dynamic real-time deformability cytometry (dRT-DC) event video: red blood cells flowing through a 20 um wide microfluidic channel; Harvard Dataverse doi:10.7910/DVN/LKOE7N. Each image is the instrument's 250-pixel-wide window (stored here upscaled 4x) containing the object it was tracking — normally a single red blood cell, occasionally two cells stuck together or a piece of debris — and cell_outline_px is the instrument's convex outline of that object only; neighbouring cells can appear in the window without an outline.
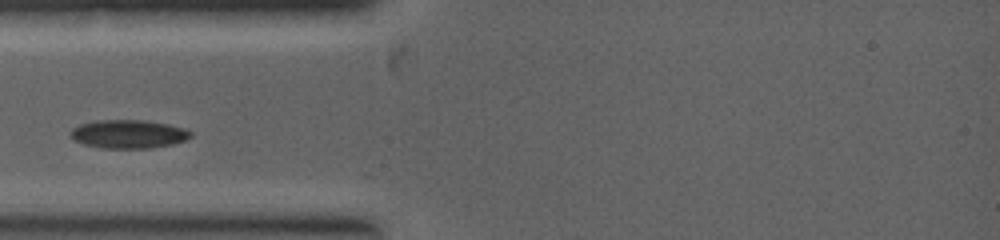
{"species": "common noctule bat (a hibernating species)", "species_latin": "Nyctalus noctula", "temperature_condition": "warm", "stored_images_in_passage": 27, "camera_frame_rate_fps": 5000, "um_per_image_px": 0.085, "animal": {"sex": "female", "body_mass_g": 19.0, "forearm_length_mm": 53.3}, "frame": {"image": 1, "passage_image": 1, "time_ms": 0.0, "image_size_px": [1000, 240], "cell_outline_px": [[192, 136], [184, 140], [172, 144], [148, 148], [104, 148], [84, 144], [76, 140], [72, 136], [72, 128], [80, 124], [96, 120], [144, 120], [168, 124], [184, 128], [192, 132]], "centroid_in_image_um": [10.94, 11.38], "position_along_channel_um": 74.1, "area_um2": 19.71}}
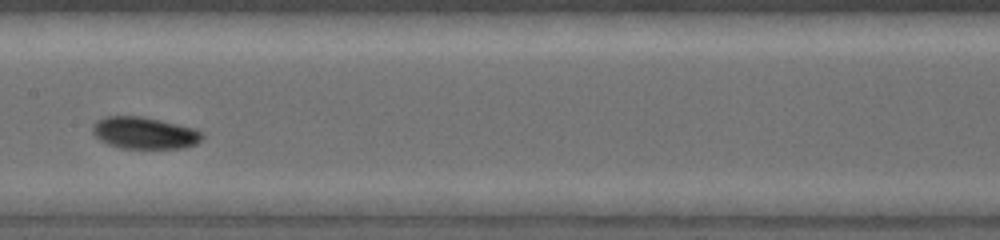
{"frame": {"image": 2, "passage_image": 11, "time_ms": 1.8, "image_size_px": [1000, 240], "cell_outline_px": [[204, 136], [196, 144], [180, 148], [120, 148], [108, 144], [100, 140], [92, 132], [92, 128], [96, 120], [104, 116], [140, 116], [160, 120], [196, 128]], "centroid_in_image_um": [12.26, 11.29], "position_along_channel_um": 195.1, "area_um2": 20.35}}
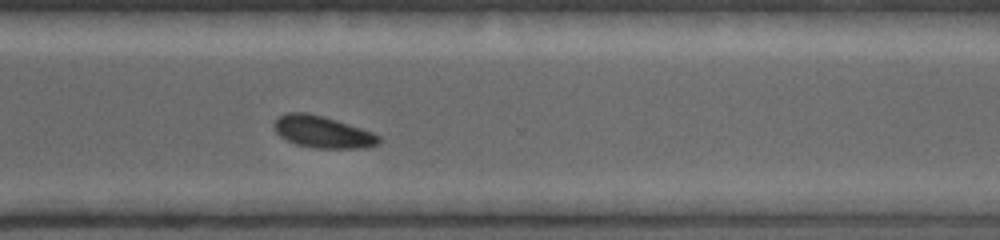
{"frame": {"image": 3, "passage_image": 25, "time_ms": 4.0, "image_size_px": [1000, 240], "cell_outline_px": [[380, 144], [364, 148], [316, 148], [296, 144], [280, 136], [276, 132], [272, 124], [280, 116], [288, 112], [308, 112], [324, 116], [372, 132], [380, 136]], "centroid_in_image_um": [27.42, 11.21], "position_along_channel_um": 343.2, "area_um2": 19.42}}